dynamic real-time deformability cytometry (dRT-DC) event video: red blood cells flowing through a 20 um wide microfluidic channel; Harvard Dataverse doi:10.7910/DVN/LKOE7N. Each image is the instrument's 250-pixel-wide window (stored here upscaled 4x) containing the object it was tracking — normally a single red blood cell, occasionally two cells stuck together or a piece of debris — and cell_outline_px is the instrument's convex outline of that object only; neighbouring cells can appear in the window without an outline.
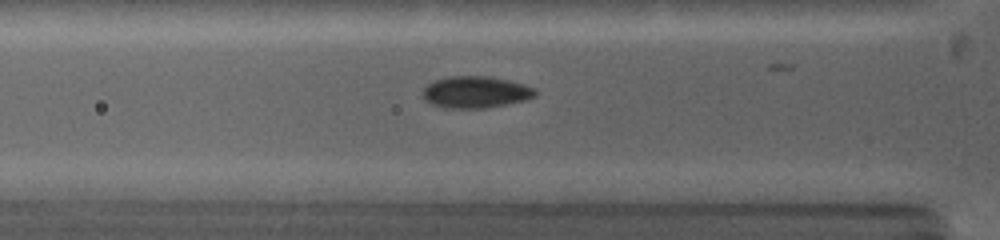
{"species": "common noctule bat (a hibernating species)", "species_latin": "Nyctalus noctula", "temperature_condition": "warm", "stored_images_in_passage": 27, "camera_frame_rate_fps": 5000, "um_per_image_px": 0.085, "animal": {"sex": "female", "body_mass_g": 19.0, "forearm_length_mm": 53.3}, "frame": {"image": 1, "passage_image": 8, "time_ms": 3.2, "image_size_px": [1000, 240], "cell_outline_px": [[536, 96], [524, 100], [484, 108], [444, 108], [432, 104], [424, 100], [424, 88], [428, 84], [436, 80], [448, 76], [488, 76], [508, 80], [524, 84], [536, 88]], "centroid_in_image_um": [40.43, 7.82], "position_along_channel_um": 85.4, "area_um2": 20.69}}
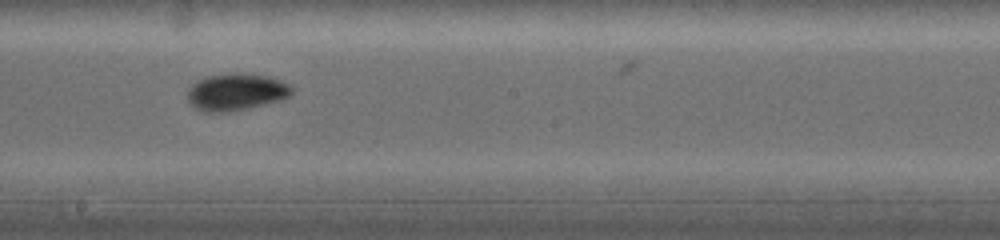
{"frame": {"image": 2, "passage_image": 17, "time_ms": 6.6, "image_size_px": [1000, 240], "cell_outline_px": [[292, 92], [284, 100], [248, 108], [228, 112], [200, 112], [188, 100], [188, 88], [196, 80], [208, 76], [232, 72], [244, 72], [268, 76], [280, 80], [288, 84], [292, 88]], "centroid_in_image_um": [20.07, 7.81], "position_along_channel_um": 228.1, "area_um2": 22.83}}
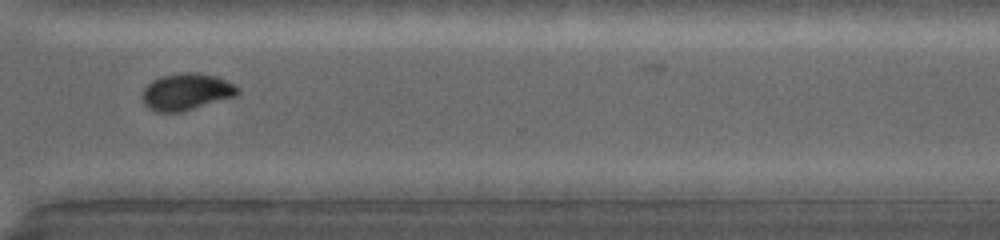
{"frame": {"image": 3, "passage_image": 25, "time_ms": 9.6, "image_size_px": [1000, 240], "cell_outline_px": [[240, 92], [236, 96], [180, 112], [156, 112], [148, 108], [144, 104], [140, 96], [144, 88], [152, 80], [164, 76], [180, 72], [196, 72], [216, 76], [236, 84], [240, 88]], "centroid_in_image_um": [15.84, 7.8], "position_along_channel_um": 354.8, "area_um2": 20.63}}